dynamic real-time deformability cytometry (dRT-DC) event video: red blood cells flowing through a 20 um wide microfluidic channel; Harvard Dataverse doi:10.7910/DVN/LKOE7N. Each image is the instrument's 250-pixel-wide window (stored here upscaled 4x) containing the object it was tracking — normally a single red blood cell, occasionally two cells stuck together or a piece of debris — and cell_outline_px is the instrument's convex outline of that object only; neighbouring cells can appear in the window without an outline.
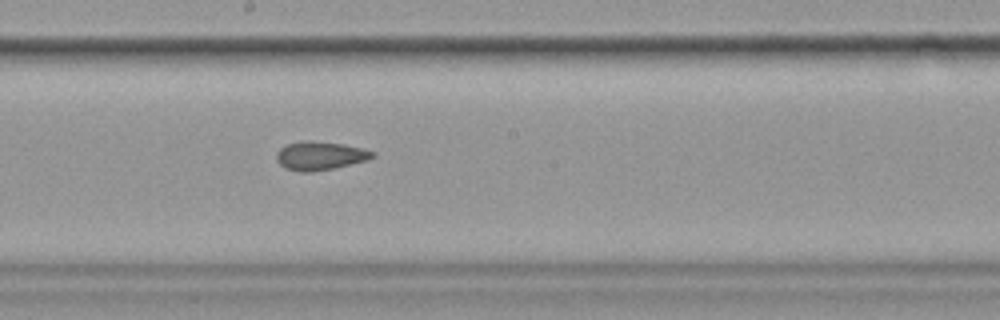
{"species": "common noctule bat (a hibernating species)", "species_latin": "Nyctalus noctula", "temperature_condition": "cold", "stored_images_in_passage": 10, "camera_frame_rate_fps": 3000, "um_per_image_px": 0.085, "animal": {"sex": "female", "body_mass_g": 19.9}, "frame": {"image": 1, "passage_image": 10, "time_ms": 11.333, "image_size_px": [1000, 320], "cell_outline_px": [[376, 156], [368, 160], [332, 168], [312, 172], [300, 172], [284, 168], [276, 160], [276, 152], [280, 148], [288, 144], [304, 140], [312, 140], [344, 144], [376, 152]], "centroid_in_image_um": [27.19, 13.23], "position_along_channel_um": 221.0, "area_um2": 16.07}}